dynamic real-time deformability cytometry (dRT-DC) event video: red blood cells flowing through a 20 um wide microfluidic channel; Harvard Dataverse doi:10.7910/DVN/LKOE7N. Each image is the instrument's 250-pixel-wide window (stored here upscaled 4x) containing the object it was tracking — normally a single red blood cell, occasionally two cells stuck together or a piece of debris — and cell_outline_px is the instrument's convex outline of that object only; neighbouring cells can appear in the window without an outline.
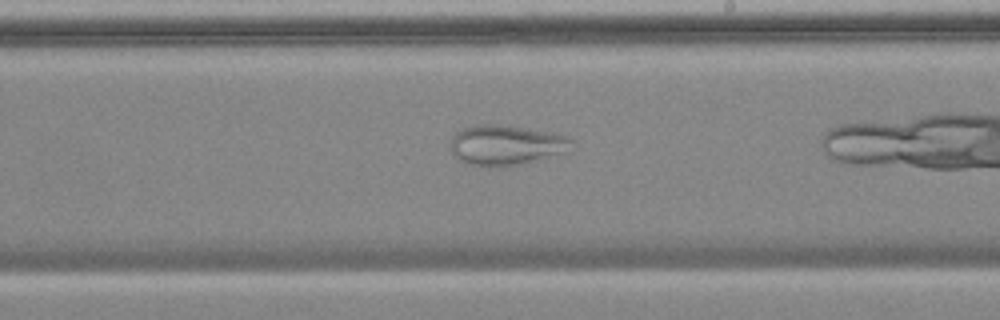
{"species": "common noctule bat (a hibernating species)", "species_latin": "Nyctalus noctula", "temperature_condition": "cold", "stored_images_in_passage": 28, "camera_frame_rate_fps": 3000, "um_per_image_px": 0.085, "animal": {"sex": "female", "body_mass_g": 18.4}, "frame": {"image": 1, "passage_image": 16, "time_ms": 5.0, "image_size_px": [1000, 320], "cell_outline_px": [[572, 152], [512, 164], [488, 168], [468, 164], [460, 160], [452, 152], [452, 136], [456, 132], [464, 128], [476, 124], [492, 124], [520, 128], [568, 136], [572, 140]], "centroid_in_image_um": [43.01, 12.34], "position_along_channel_um": 246.0, "area_um2": 27.74}}
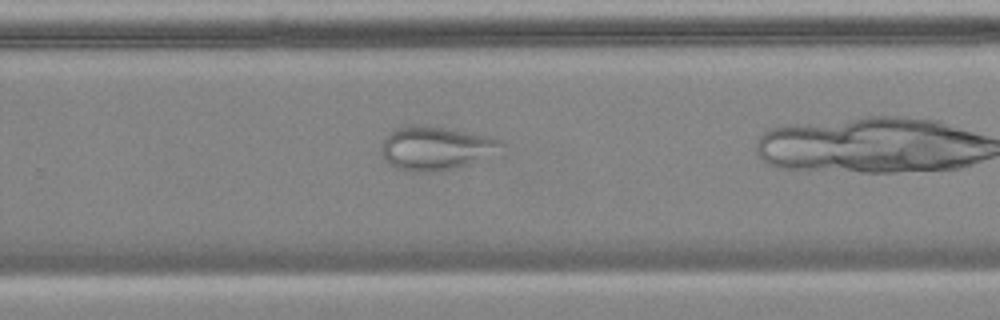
{"frame": {"image": 2, "passage_image": 20, "time_ms": 6.333, "image_size_px": [1000, 320], "cell_outline_px": [[504, 144], [468, 164], [436, 172], [412, 172], [396, 168], [388, 164], [384, 160], [380, 152], [380, 144], [388, 132], [396, 128], [412, 124], [440, 128], [488, 136], [500, 140]], "centroid_in_image_um": [36.85, 12.6], "position_along_channel_um": 293.0, "area_um2": 29.77}}